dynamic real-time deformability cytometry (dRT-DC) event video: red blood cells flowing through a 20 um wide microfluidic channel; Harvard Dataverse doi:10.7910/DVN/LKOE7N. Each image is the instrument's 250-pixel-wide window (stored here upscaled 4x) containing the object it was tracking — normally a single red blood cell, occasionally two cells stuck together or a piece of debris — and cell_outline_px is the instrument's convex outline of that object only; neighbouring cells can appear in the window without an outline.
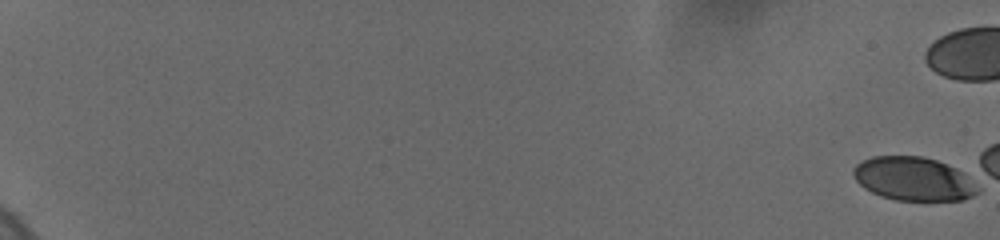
{"species": "human", "species_latin": "Homo sapiens", "temperature_condition": "cold", "stored_images_in_passage": 36, "camera_frame_rate_fps": 3000, "um_per_image_px": 0.085, "donor": {"sex": "female"}, "frame": {"image": 1, "passage_image": 1, "time_ms": 0.0, "image_size_px": [1000, 240], "cell_outline_px": [[980, 192], [964, 200], [896, 200], [880, 196], [864, 188], [856, 180], [852, 172], [852, 168], [856, 164], [872, 156], [924, 156], [936, 160], [956, 168], [964, 172]], "centroid_in_image_um": [77.63, 15.2], "position_along_channel_um": 7.4, "area_um2": 31.56}}